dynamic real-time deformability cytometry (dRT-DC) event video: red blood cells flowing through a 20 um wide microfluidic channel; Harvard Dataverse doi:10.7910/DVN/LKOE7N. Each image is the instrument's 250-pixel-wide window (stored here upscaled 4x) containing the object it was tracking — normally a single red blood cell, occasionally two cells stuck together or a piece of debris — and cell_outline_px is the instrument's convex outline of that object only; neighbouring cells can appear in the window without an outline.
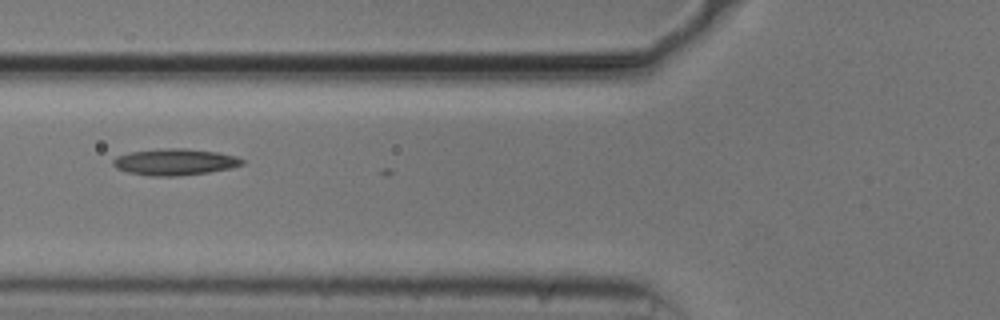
{"species": "common noctule bat (a hibernating species)", "species_latin": "Nyctalus noctula", "temperature_condition": "cold", "stored_images_in_passage": 3, "camera_frame_rate_fps": 3000, "um_per_image_px": 0.085, "animal": {"sex": "male", "body_mass_g": 20.5, "forearm_length_mm": 52.5}, "frame": {"image": 1, "passage_image": 2, "time_ms": 0.333, "image_size_px": [1000, 320], "cell_outline_px": [[244, 164], [232, 168], [208, 172], [176, 176], [148, 176], [128, 172], [116, 168], [112, 164], [112, 160], [116, 156], [132, 152], [160, 148], [184, 148], [216, 152], [236, 156], [244, 160]], "centroid_in_image_um": [14.85, 13.77], "position_along_channel_um": 110.9, "area_um2": 19.94}}